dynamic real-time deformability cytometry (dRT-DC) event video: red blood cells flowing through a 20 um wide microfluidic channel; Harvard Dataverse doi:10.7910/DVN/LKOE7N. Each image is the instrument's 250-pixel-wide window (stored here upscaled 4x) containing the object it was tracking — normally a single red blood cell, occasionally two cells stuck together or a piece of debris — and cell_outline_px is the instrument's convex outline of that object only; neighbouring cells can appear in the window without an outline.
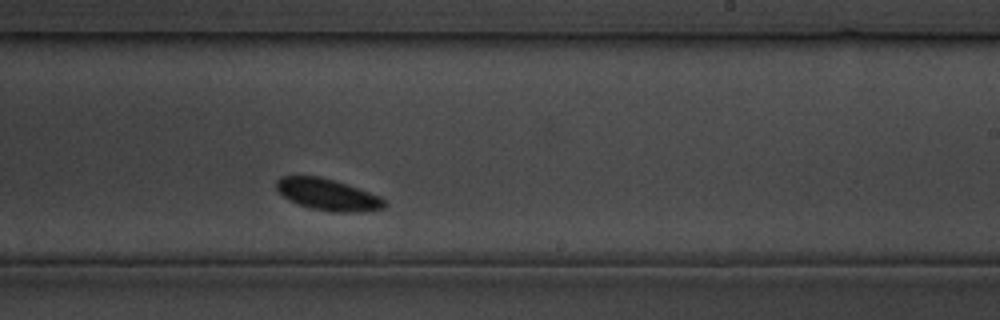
{"species": "common noctule bat (a hibernating species)", "species_latin": "Nyctalus noctula", "temperature_condition": "cold", "stored_images_in_passage": 29, "camera_frame_rate_fps": 3000, "um_per_image_px": 0.085, "animal": {"sex": "male", "body_mass_g": 19.5, "forearm_length_mm": 54.6}, "frame": {"image": 1, "passage_image": 13, "time_ms": 16.0, "image_size_px": [1000, 320], "cell_outline_px": [[388, 204], [384, 208], [356, 212], [332, 212], [312, 208], [296, 204], [288, 200], [276, 188], [276, 180], [280, 176], [320, 176], [348, 184], [380, 196]], "centroid_in_image_um": [27.85, 16.53], "position_along_channel_um": 261.1, "area_um2": 19.94}}
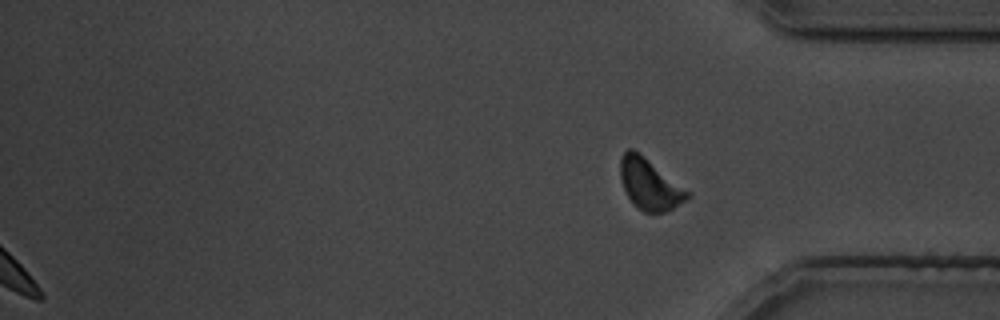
{"frame": {"image": 2, "passage_image": 29, "time_ms": 35.333, "image_size_px": [1000, 320], "cell_outline_px": [[692, 196], [688, 200], [668, 212], [644, 212], [628, 196], [620, 180], [620, 160], [624, 152], [628, 148], [632, 148], [692, 192]], "centroid_in_image_um": [55.28, 15.67], "position_along_channel_um": 379.9, "area_um2": 19.88}}